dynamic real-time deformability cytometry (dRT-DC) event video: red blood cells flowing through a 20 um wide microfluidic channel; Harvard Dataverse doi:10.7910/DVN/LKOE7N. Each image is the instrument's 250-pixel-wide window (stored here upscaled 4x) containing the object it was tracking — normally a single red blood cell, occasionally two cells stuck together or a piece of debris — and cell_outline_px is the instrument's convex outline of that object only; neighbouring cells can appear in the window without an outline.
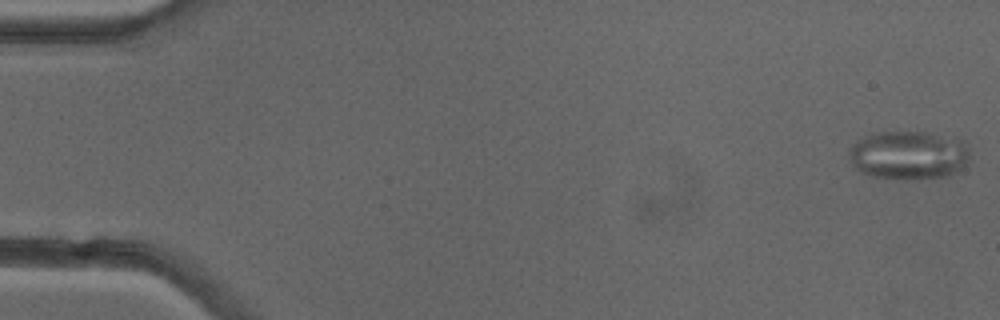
{"species": "common noctule bat (a hibernating species)", "species_latin": "Nyctalus noctula", "temperature_condition": "cold", "stored_images_in_passage": 49, "camera_frame_rate_fps": 3000, "um_per_image_px": 0.085, "animal": {"sex": "female"}, "frame": {"image": 1, "passage_image": 1, "time_ms": 0.0, "image_size_px": [1000, 320], "cell_outline_px": [[972, 160], [956, 172], [948, 176], [916, 180], [872, 176], [860, 172], [852, 164], [848, 152], [848, 148], [856, 140], [872, 132], [928, 132], [964, 140], [968, 148]], "centroid_in_image_um": [77.25, 13.18], "position_along_channel_um": 7.7, "area_um2": 34.91}}
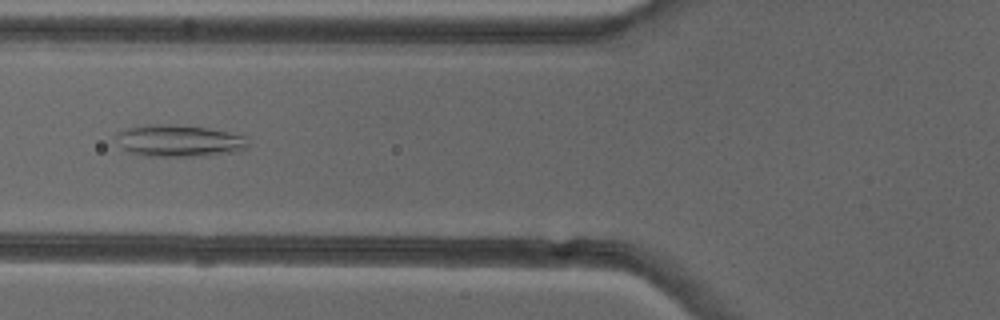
{"frame": {"image": 2, "passage_image": 20, "time_ms": 6.333, "image_size_px": [1000, 320], "cell_outline_px": [[248, 148], [240, 152], [208, 156], [144, 156], [128, 152], [120, 144], [116, 136], [116, 132], [128, 128], [148, 124], [172, 124], [208, 128], [248, 136]], "centroid_in_image_um": [15.29, 11.97], "position_along_channel_um": 110.5, "area_um2": 24.91}}
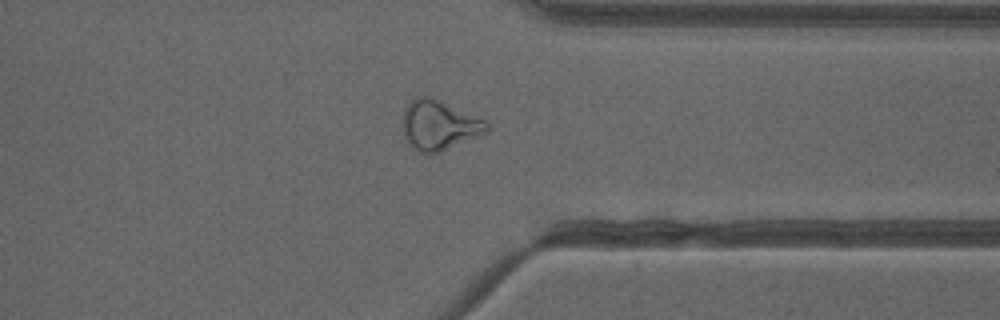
{"frame": {"image": 3, "passage_image": 40, "time_ms": 13.0, "image_size_px": [1000, 320], "cell_outline_px": [[488, 132], [440, 152], [420, 152], [412, 148], [404, 136], [400, 128], [400, 124], [404, 108], [416, 96], [428, 96], [440, 100], [488, 120]], "centroid_in_image_um": [37.3, 10.62], "position_along_channel_um": 374.1, "area_um2": 24.74}}